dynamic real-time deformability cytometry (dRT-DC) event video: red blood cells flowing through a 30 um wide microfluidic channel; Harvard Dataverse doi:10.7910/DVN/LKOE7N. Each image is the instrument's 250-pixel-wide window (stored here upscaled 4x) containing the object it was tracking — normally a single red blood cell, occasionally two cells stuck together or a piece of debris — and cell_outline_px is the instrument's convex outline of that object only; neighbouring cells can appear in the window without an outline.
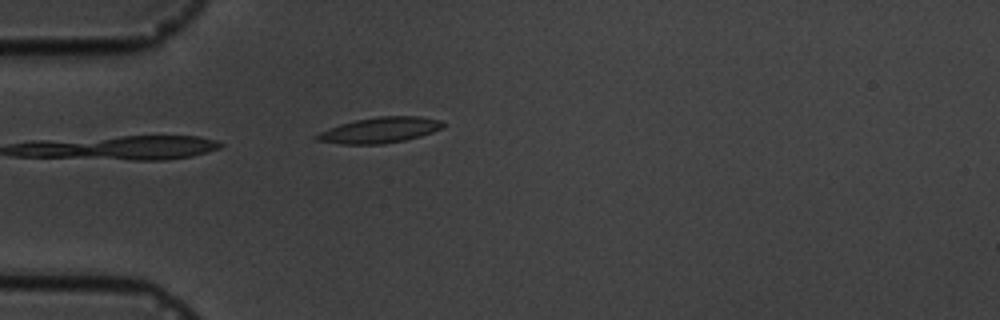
{"species": "common noctule bat (a hibernating species)", "species_latin": "Nyctalus noctula", "temperature_condition": "cold", "stored_images_in_passage": 4, "camera_frame_rate_fps": 3000, "um_per_image_px": 0.085, "animal": {"sex": "male", "body_mass_g": 19.5, "forearm_length_mm": 54.6}, "frame": {"image": 1, "passage_image": 4, "time_ms": 4.333, "image_size_px": [1000, 320], "cell_outline_px": [[448, 124], [444, 128], [420, 136], [404, 140], [384, 144], [340, 144], [316, 140], [312, 136], [328, 128], [340, 124], [356, 120], [376, 116], [420, 116], [440, 120]], "centroid_in_image_um": [32.3, 11.05], "position_along_channel_um": 52.7, "area_um2": 19.07}}